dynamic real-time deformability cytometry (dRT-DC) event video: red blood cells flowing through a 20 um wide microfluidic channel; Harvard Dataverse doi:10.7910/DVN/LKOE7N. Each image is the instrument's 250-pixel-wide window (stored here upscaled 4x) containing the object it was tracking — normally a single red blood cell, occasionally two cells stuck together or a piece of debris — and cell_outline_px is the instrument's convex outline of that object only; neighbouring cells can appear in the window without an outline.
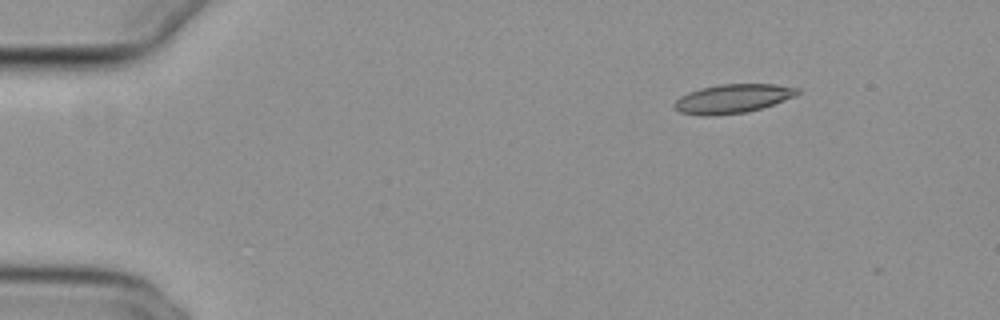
{"species": "common noctule bat (a hibernating species)", "species_latin": "Nyctalus noctula", "temperature_condition": "cold", "stored_images_in_passage": 6, "camera_frame_rate_fps": 3000, "um_per_image_px": 0.085, "animal": {"sex": "female", "body_mass_g": 29.2, "forearm_length_mm": 56.3}, "frame": {"image": 1, "passage_image": 1, "time_ms": 0.0, "image_size_px": [1000, 320], "cell_outline_px": [[800, 92], [796, 96], [748, 112], [716, 116], [700, 116], [680, 112], [672, 104], [680, 96], [688, 92], [700, 88], [720, 84], [776, 84], [800, 88]], "centroid_in_image_um": [62.27, 8.39], "position_along_channel_um": 22.7, "area_um2": 20.92}}